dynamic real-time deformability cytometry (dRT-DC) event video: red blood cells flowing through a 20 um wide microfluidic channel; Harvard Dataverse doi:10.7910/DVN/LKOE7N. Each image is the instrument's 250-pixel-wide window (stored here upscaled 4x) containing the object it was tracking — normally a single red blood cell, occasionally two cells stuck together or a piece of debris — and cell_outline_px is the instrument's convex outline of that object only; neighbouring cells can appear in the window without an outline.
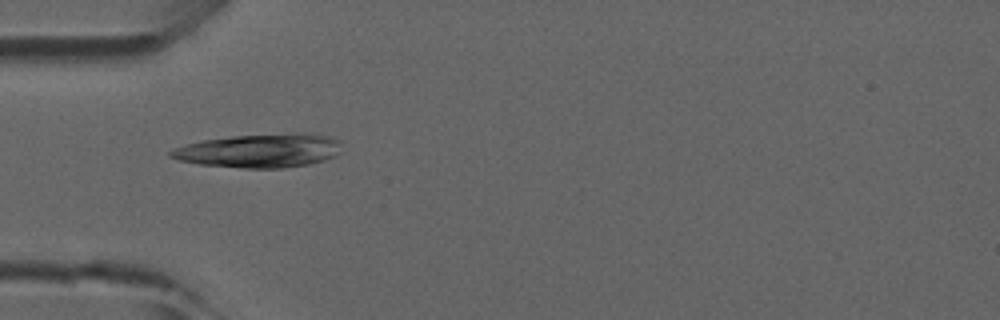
{"species": "common noctule bat (a hibernating species)", "species_latin": "Nyctalus noctula", "temperature_condition": "room temperature", "stored_images_in_passage": 32, "camera_frame_rate_fps": 3000, "um_per_image_px": 0.085, "animal": {"sex": "male", "forearm_length_mm": 52.5}, "frame": {"image": 1, "passage_image": 1, "time_ms": 0.0, "image_size_px": [1000, 320], "cell_outline_px": [[344, 152], [336, 156], [324, 160], [308, 164], [284, 168], [244, 168], [200, 164], [180, 160], [168, 156], [168, 152], [176, 148], [188, 144], [204, 140], [232, 136], [308, 132], [312, 132], [332, 136], [344, 140]], "centroid_in_image_um": [22.25, 12.79], "position_along_channel_um": 62.7, "area_um2": 34.16}}